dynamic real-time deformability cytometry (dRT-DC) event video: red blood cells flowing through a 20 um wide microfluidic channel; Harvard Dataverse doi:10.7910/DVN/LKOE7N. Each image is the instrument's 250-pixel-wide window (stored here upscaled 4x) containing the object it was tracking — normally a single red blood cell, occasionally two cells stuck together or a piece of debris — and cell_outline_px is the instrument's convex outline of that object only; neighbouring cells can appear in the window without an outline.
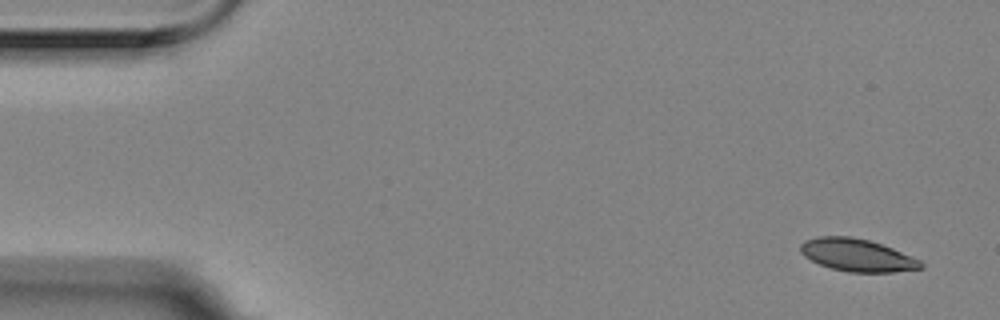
{"species": "Egyptian fruit bat (a non-hibernating species)", "species_latin": "Rousettus aegyptiacus", "temperature_condition": "room temperature", "stored_images_in_passage": 7, "camera_frame_rate_fps": 3000, "um_per_image_px": 0.085, "animal": {"sex": "female"}, "frame": {"image": 1, "passage_image": 1, "time_ms": 0.0, "image_size_px": [1000, 320], "cell_outline_px": [[924, 268], [892, 272], [848, 272], [832, 268], [820, 264], [804, 256], [800, 252], [800, 244], [804, 240], [820, 236], [852, 236], [868, 240], [892, 248], [920, 260], [924, 264]], "centroid_in_image_um": [72.85, 21.68], "position_along_channel_um": 12.2, "area_um2": 22.72}}
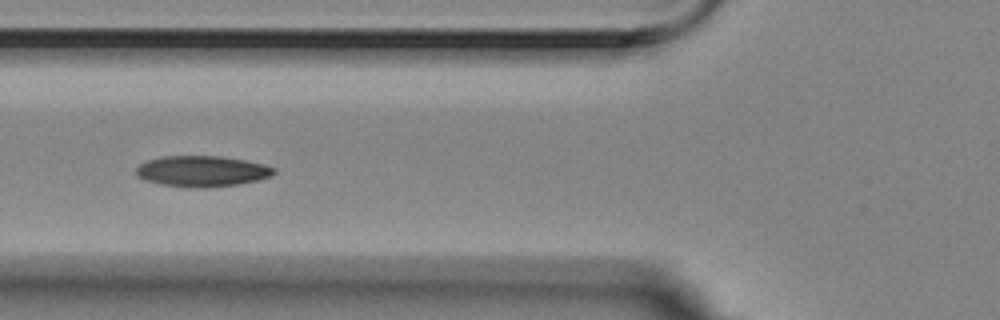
{"frame": {"image": 2, "passage_image": 6, "time_ms": 1.667, "image_size_px": [1000, 320], "cell_outline_px": [[276, 172], [272, 176], [260, 180], [240, 184], [208, 188], [188, 188], [160, 184], [144, 180], [136, 176], [136, 168], [140, 164], [148, 160], [164, 156], [220, 156], [244, 160], [264, 164], [276, 168]], "centroid_in_image_um": [17.19, 14.57], "position_along_channel_um": 108.6, "area_um2": 25.14}}
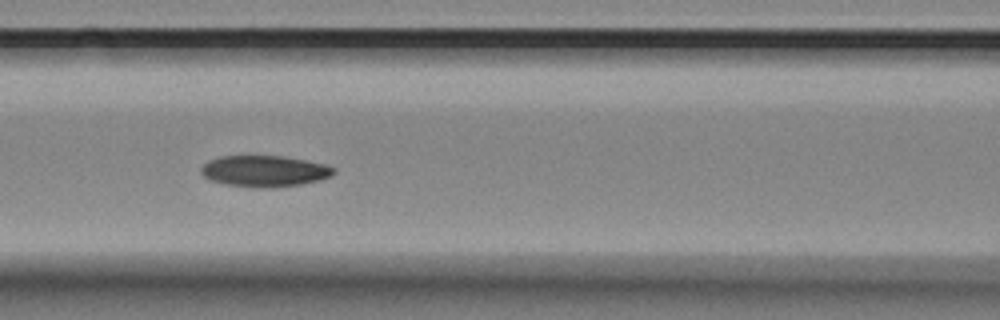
{"frame": {"image": 3, "passage_image": 7, "time_ms": 2.0, "image_size_px": [1000, 320], "cell_outline_px": [[336, 172], [332, 176], [320, 180], [300, 184], [260, 188], [256, 188], [224, 184], [212, 180], [204, 176], [200, 172], [200, 168], [208, 160], [220, 156], [284, 156], [308, 160], [324, 164], [336, 168]], "centroid_in_image_um": [22.49, 14.53], "position_along_channel_um": 144.1, "area_um2": 24.22}}